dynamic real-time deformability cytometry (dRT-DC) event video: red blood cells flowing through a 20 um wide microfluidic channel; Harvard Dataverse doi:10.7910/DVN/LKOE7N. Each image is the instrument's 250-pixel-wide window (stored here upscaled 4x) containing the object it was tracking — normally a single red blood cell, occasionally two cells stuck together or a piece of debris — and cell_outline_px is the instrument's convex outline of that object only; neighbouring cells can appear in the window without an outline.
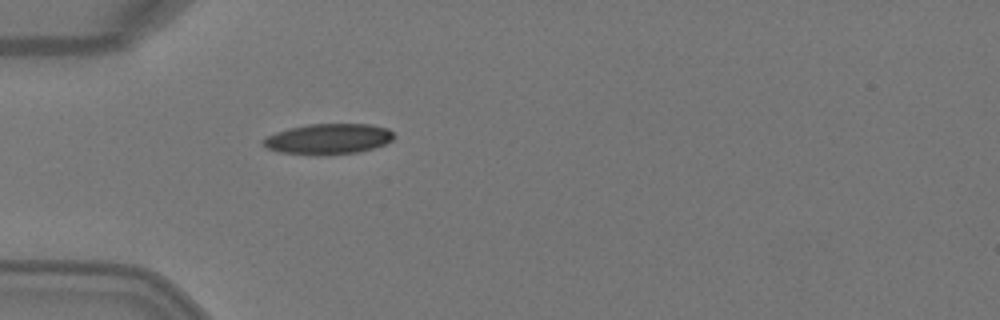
{"species": "Egyptian fruit bat (a non-hibernating species)", "species_latin": "Rousettus aegyptiacus", "temperature_condition": "warm", "stored_images_in_passage": 5, "camera_frame_rate_fps": 3000, "um_per_image_px": 0.085, "animal": {"sex": "female"}, "frame": {"image": 1, "passage_image": 5, "time_ms": 1.333, "image_size_px": [1000, 320], "cell_outline_px": [[392, 140], [384, 144], [372, 148], [356, 152], [316, 156], [280, 152], [268, 148], [260, 144], [260, 140], [276, 132], [288, 128], [308, 124], [372, 124], [388, 128], [392, 132]], "centroid_in_image_um": [27.85, 11.81], "position_along_channel_um": 57.2, "area_um2": 23.35}}